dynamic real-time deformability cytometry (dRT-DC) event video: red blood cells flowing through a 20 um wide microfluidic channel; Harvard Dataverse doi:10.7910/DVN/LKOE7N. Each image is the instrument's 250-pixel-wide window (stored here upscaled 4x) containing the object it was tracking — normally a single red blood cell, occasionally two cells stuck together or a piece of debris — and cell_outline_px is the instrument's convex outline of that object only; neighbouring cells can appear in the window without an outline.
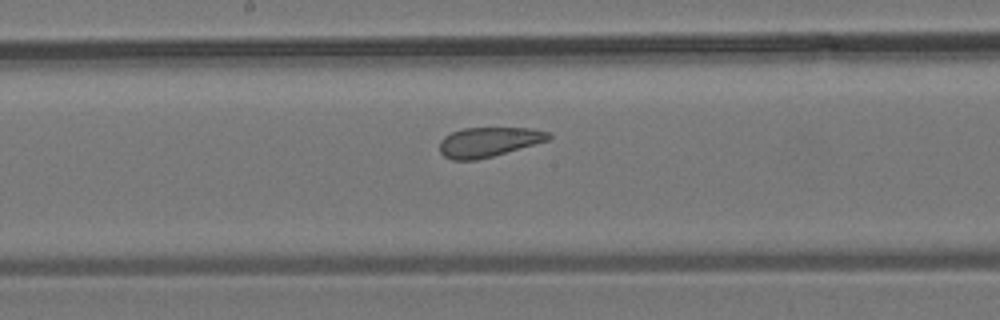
{"species": "common noctule bat (a hibernating species)", "species_latin": "Nyctalus noctula", "temperature_condition": "room temperature", "stored_images_in_passage": 8, "camera_frame_rate_fps": 3000, "um_per_image_px": 0.085, "animal": {"sex": "male", "body_mass_g": 19.2, "forearm_length_mm": 51.8}, "frame": {"image": 1, "passage_image": 8, "time_ms": 8.0, "image_size_px": [1000, 320], "cell_outline_px": [[552, 136], [548, 140], [492, 156], [476, 160], [452, 160], [444, 156], [440, 152], [440, 140], [444, 136], [452, 132], [464, 128], [528, 128], [552, 132]], "centroid_in_image_um": [41.52, 12.06], "position_along_channel_um": 206.7, "area_um2": 18.73}}